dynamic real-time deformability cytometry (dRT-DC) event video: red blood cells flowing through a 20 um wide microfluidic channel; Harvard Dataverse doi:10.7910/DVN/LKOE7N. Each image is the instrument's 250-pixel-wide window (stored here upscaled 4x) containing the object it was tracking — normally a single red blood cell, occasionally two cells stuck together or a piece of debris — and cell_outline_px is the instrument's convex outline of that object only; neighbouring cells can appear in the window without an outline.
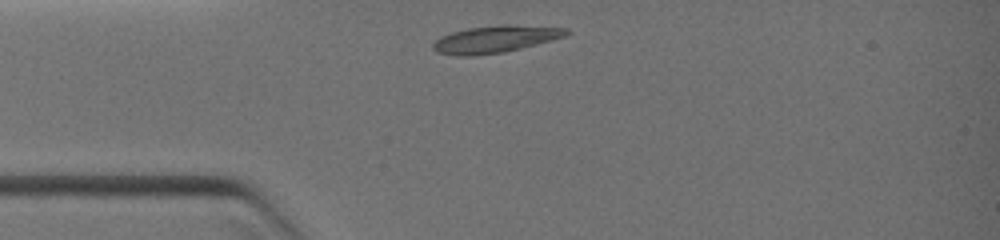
{"species": "common noctule bat (a hibernating species)", "species_latin": "Nyctalus noctula", "temperature_condition": "warm", "stored_images_in_passage": 48, "camera_frame_rate_fps": 3000, "um_per_image_px": 0.085, "animal": {"sex": "female", "body_mass_g": 19.0, "forearm_length_mm": 51.5}, "frame": {"image": 1, "passage_image": 1, "time_ms": 0.0, "image_size_px": [1000, 240], "cell_outline_px": [[572, 32], [564, 36], [552, 40], [504, 52], [472, 56], [456, 56], [436, 52], [432, 48], [432, 44], [440, 36], [452, 32], [468, 28], [500, 24], [508, 24], [568, 28]], "centroid_in_image_um": [42.08, 3.32], "position_along_channel_um": 42.9, "area_um2": 21.15}}
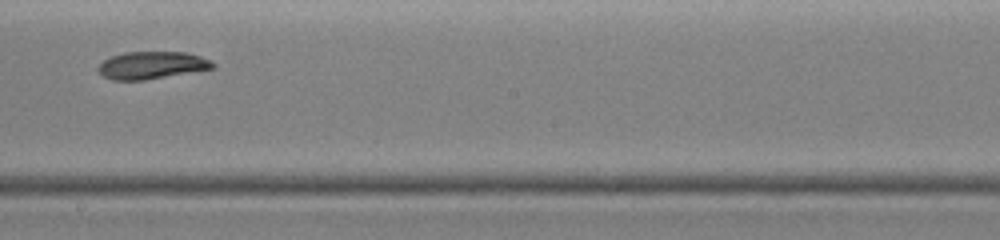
{"frame": {"image": 2, "passage_image": 26, "time_ms": 4.0, "image_size_px": [1000, 240], "cell_outline_px": [[216, 68], [144, 80], [112, 80], [104, 76], [96, 68], [104, 60], [112, 56], [124, 52], [184, 52], [200, 56], [212, 60], [216, 64]], "centroid_in_image_um": [12.94, 5.54], "position_along_channel_um": 235.3, "area_um2": 18.32}}
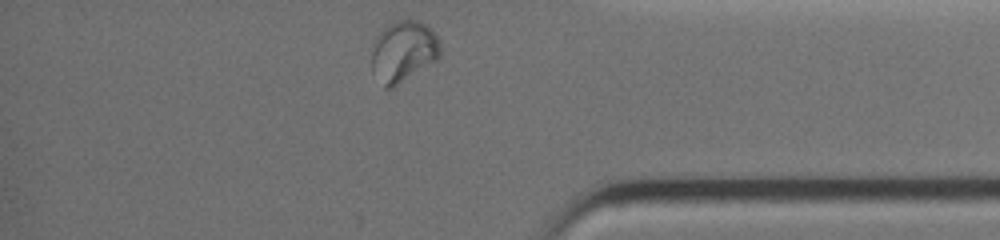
{"frame": {"image": 3, "passage_image": 47, "time_ms": 7.333, "image_size_px": [1000, 240], "cell_outline_px": [[440, 56], [436, 60], [392, 88], [384, 88], [372, 68], [372, 40], [392, 20], [420, 20], [440, 40]], "centroid_in_image_um": [34.27, 4.34], "position_along_channel_um": 400.9, "area_um2": 24.33}}